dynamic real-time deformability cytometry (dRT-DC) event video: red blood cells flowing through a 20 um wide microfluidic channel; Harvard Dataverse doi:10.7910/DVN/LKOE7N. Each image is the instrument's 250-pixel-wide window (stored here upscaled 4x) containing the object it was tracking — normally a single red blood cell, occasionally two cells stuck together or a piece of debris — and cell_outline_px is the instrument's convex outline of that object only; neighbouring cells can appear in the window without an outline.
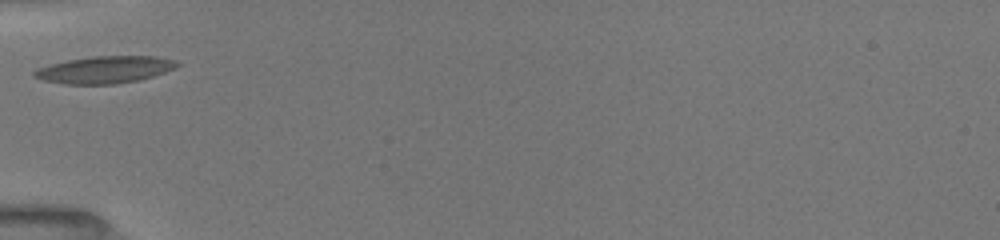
{"species": "common noctule bat (a hibernating species)", "species_latin": "Nyctalus noctula", "temperature_condition": "room temperature", "stored_images_in_passage": 14, "camera_frame_rate_fps": 3000, "um_per_image_px": 0.085, "animal": {"sex": "female", "body_mass_g": 19.5, "forearm_length_mm": 54.1}, "frame": {"image": 1, "passage_image": 1, "time_ms": 0.0, "image_size_px": [1000, 240], "cell_outline_px": [[180, 64], [164, 72], [152, 76], [136, 80], [116, 84], [64, 84], [44, 80], [32, 76], [32, 72], [36, 68], [68, 60], [92, 56], [152, 56], [172, 60]], "centroid_in_image_um": [8.83, 5.92], "position_along_channel_um": 76.2, "area_um2": 22.2}}
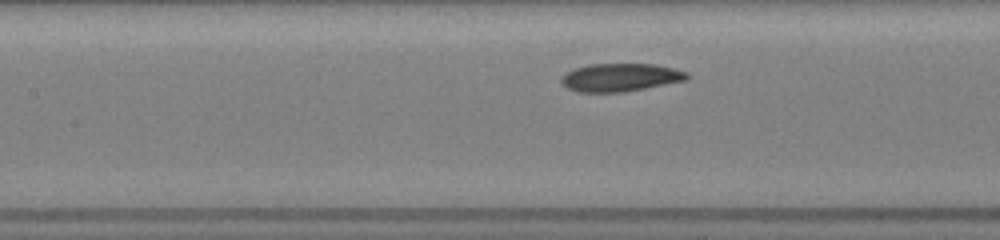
{"frame": {"image": 2, "passage_image": 7, "time_ms": 2.0, "image_size_px": [1000, 240], "cell_outline_px": [[688, 80], [624, 92], [576, 92], [568, 88], [560, 80], [560, 76], [576, 68], [588, 64], [656, 64], [688, 72]], "centroid_in_image_um": [52.74, 6.58], "position_along_channel_um": 154.7, "area_um2": 20.52}}
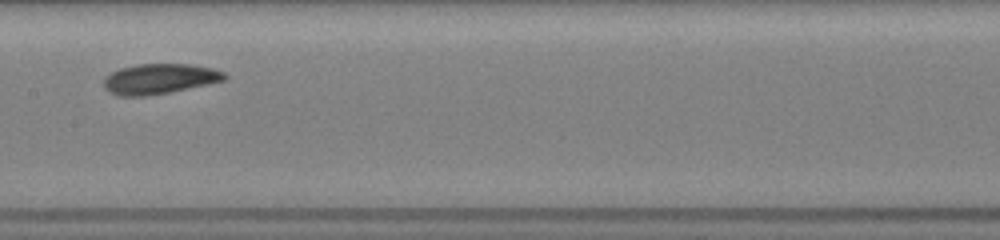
{"frame": {"image": 3, "passage_image": 13, "time_ms": 3.0, "image_size_px": [1000, 240], "cell_outline_px": [[228, 76], [224, 80], [168, 92], [144, 96], [120, 96], [108, 92], [104, 88], [104, 80], [112, 72], [120, 68], [136, 64], [188, 64], [212, 68], [224, 72]], "centroid_in_image_um": [13.53, 6.69], "position_along_channel_um": 193.9, "area_um2": 20.98}}